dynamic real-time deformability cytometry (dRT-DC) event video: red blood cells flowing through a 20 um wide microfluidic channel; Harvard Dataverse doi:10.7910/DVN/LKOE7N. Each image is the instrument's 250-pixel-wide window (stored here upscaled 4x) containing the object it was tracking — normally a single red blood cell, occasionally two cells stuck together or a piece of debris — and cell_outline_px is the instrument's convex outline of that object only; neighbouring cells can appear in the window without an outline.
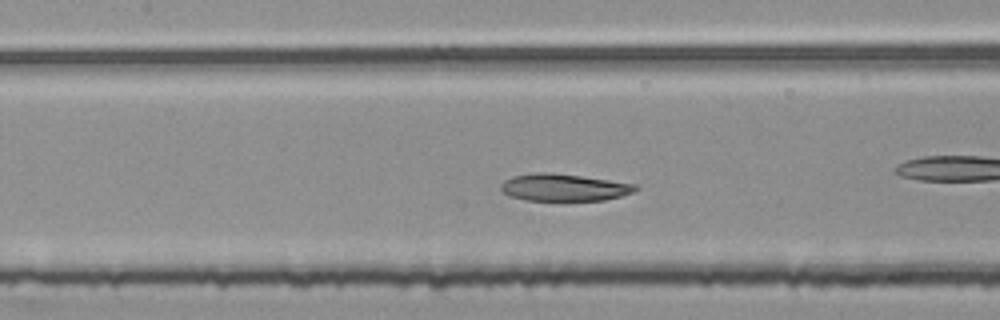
{"species": "common noctule bat (a hibernating species)", "species_latin": "Nyctalus noctula", "temperature_condition": "room temperature", "stored_images_in_passage": 47, "camera_frame_rate_fps": 3000, "um_per_image_px": 0.085, "animal": {"sex": "female", "body_mass_g": 25.1}, "frame": {"image": 1, "passage_image": 21, "time_ms": 6.667, "image_size_px": [1000, 320], "cell_outline_px": [[640, 188], [632, 192], [620, 196], [604, 200], [524, 200], [512, 196], [504, 192], [500, 188], [500, 184], [504, 180], [512, 176], [532, 172], [552, 172], [636, 184]], "centroid_in_image_um": [47.9, 15.92], "position_along_channel_um": 159.5, "area_um2": 21.21}}
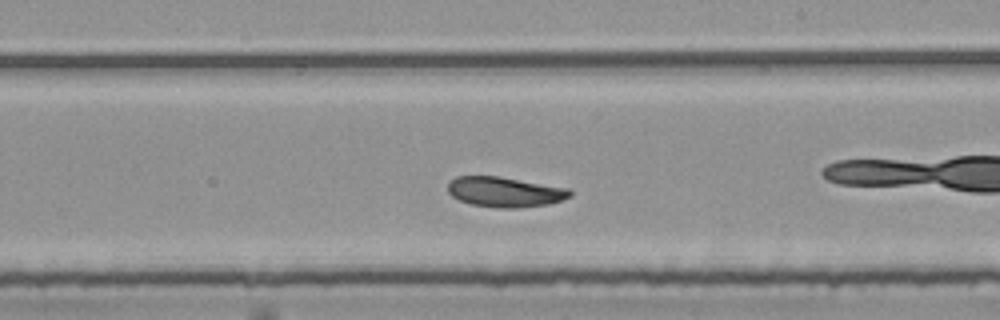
{"frame": {"image": 2, "passage_image": 28, "time_ms": 9.0, "image_size_px": [1000, 320], "cell_outline_px": [[572, 196], [548, 204], [520, 208], [500, 208], [472, 204], [460, 200], [452, 196], [448, 192], [448, 184], [456, 176], [496, 176], [568, 188], [572, 192]], "centroid_in_image_um": [42.91, 16.32], "position_along_channel_um": 246.1, "area_um2": 21.21}}
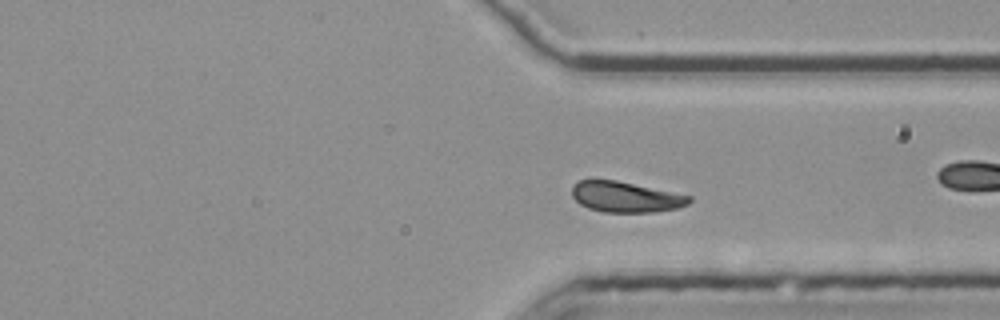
{"frame": {"image": 3, "passage_image": 37, "time_ms": 12.0, "image_size_px": [1000, 320], "cell_outline_px": [[692, 200], [688, 204], [680, 208], [656, 212], [604, 212], [588, 208], [580, 204], [572, 196], [572, 188], [580, 180], [616, 180], [692, 196]], "centroid_in_image_um": [53.22, 16.75], "position_along_channel_um": 358.2, "area_um2": 20.87}, "authors_computed_cell_mechanics": {"area_um2": 21.8484, "velocity_mm_per_s": 3.7323, "shape_relaxation_time_tau1_ms": 7.6264, "shape_relaxation_time_tau2_ms": 6.8928, "deformation_change_tau1": 0.1508, "deformation_change_tau2": 0.0906}}